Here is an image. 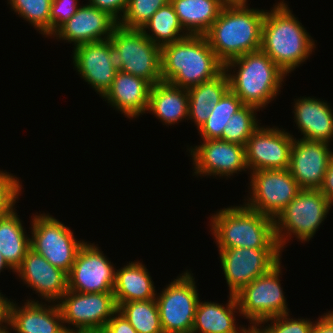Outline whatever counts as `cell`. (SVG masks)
Segmentation results:
<instances>
[{"instance_id":"6da1fadb","label":"cell","mask_w":333,"mask_h":333,"mask_svg":"<svg viewBox=\"0 0 333 333\" xmlns=\"http://www.w3.org/2000/svg\"><path fill=\"white\" fill-rule=\"evenodd\" d=\"M246 3L227 2L205 34L210 48L223 65L261 49L262 23L266 10L249 9Z\"/></svg>"},{"instance_id":"7a4b0ae2","label":"cell","mask_w":333,"mask_h":333,"mask_svg":"<svg viewBox=\"0 0 333 333\" xmlns=\"http://www.w3.org/2000/svg\"><path fill=\"white\" fill-rule=\"evenodd\" d=\"M224 70L205 35L187 37L161 48L162 81L189 89Z\"/></svg>"},{"instance_id":"3957f363","label":"cell","mask_w":333,"mask_h":333,"mask_svg":"<svg viewBox=\"0 0 333 333\" xmlns=\"http://www.w3.org/2000/svg\"><path fill=\"white\" fill-rule=\"evenodd\" d=\"M281 1L267 12L262 23L261 50L286 74L308 59L315 42ZM301 24V25H300Z\"/></svg>"},{"instance_id":"277c9868","label":"cell","mask_w":333,"mask_h":333,"mask_svg":"<svg viewBox=\"0 0 333 333\" xmlns=\"http://www.w3.org/2000/svg\"><path fill=\"white\" fill-rule=\"evenodd\" d=\"M231 68L237 71L234 75L229 72ZM224 70L229 72V89L244 105L259 110L278 95L282 81L287 76L261 49L229 61L224 65Z\"/></svg>"},{"instance_id":"5b68a950","label":"cell","mask_w":333,"mask_h":333,"mask_svg":"<svg viewBox=\"0 0 333 333\" xmlns=\"http://www.w3.org/2000/svg\"><path fill=\"white\" fill-rule=\"evenodd\" d=\"M211 218L210 231L219 249L280 248L274 219L245 205L224 208Z\"/></svg>"},{"instance_id":"8992f818","label":"cell","mask_w":333,"mask_h":333,"mask_svg":"<svg viewBox=\"0 0 333 333\" xmlns=\"http://www.w3.org/2000/svg\"><path fill=\"white\" fill-rule=\"evenodd\" d=\"M113 68L142 78L152 85L161 82V47L149 40L141 29L117 25L109 38Z\"/></svg>"},{"instance_id":"52a82bcc","label":"cell","mask_w":333,"mask_h":333,"mask_svg":"<svg viewBox=\"0 0 333 333\" xmlns=\"http://www.w3.org/2000/svg\"><path fill=\"white\" fill-rule=\"evenodd\" d=\"M331 206L319 189H302L274 219L275 238L281 251L292 234L301 242L309 241Z\"/></svg>"},{"instance_id":"ba28073f","label":"cell","mask_w":333,"mask_h":333,"mask_svg":"<svg viewBox=\"0 0 333 333\" xmlns=\"http://www.w3.org/2000/svg\"><path fill=\"white\" fill-rule=\"evenodd\" d=\"M280 266L281 262L235 295L240 315L249 319L252 330L266 319L289 313L279 279Z\"/></svg>"},{"instance_id":"9c48e42d","label":"cell","mask_w":333,"mask_h":333,"mask_svg":"<svg viewBox=\"0 0 333 333\" xmlns=\"http://www.w3.org/2000/svg\"><path fill=\"white\" fill-rule=\"evenodd\" d=\"M30 248L51 265L69 273L84 241H77L70 228L49 214L32 219Z\"/></svg>"},{"instance_id":"30bf717a","label":"cell","mask_w":333,"mask_h":333,"mask_svg":"<svg viewBox=\"0 0 333 333\" xmlns=\"http://www.w3.org/2000/svg\"><path fill=\"white\" fill-rule=\"evenodd\" d=\"M195 278L188 271L181 274L156 296L164 333H191L199 302Z\"/></svg>"},{"instance_id":"8fae6325","label":"cell","mask_w":333,"mask_h":333,"mask_svg":"<svg viewBox=\"0 0 333 333\" xmlns=\"http://www.w3.org/2000/svg\"><path fill=\"white\" fill-rule=\"evenodd\" d=\"M251 194L244 205L275 219L302 190L289 169L251 172Z\"/></svg>"},{"instance_id":"7c38bea8","label":"cell","mask_w":333,"mask_h":333,"mask_svg":"<svg viewBox=\"0 0 333 333\" xmlns=\"http://www.w3.org/2000/svg\"><path fill=\"white\" fill-rule=\"evenodd\" d=\"M280 254V248L219 249L229 294L236 295L257 277L268 273L280 262Z\"/></svg>"},{"instance_id":"4fadbf2b","label":"cell","mask_w":333,"mask_h":333,"mask_svg":"<svg viewBox=\"0 0 333 333\" xmlns=\"http://www.w3.org/2000/svg\"><path fill=\"white\" fill-rule=\"evenodd\" d=\"M58 306L64 325L75 330L103 331L106 323L118 311L113 292L80 293L67 290Z\"/></svg>"},{"instance_id":"5bb4252c","label":"cell","mask_w":333,"mask_h":333,"mask_svg":"<svg viewBox=\"0 0 333 333\" xmlns=\"http://www.w3.org/2000/svg\"><path fill=\"white\" fill-rule=\"evenodd\" d=\"M116 271L99 247L85 242L68 273V290L80 293L113 292Z\"/></svg>"},{"instance_id":"9a60e30c","label":"cell","mask_w":333,"mask_h":333,"mask_svg":"<svg viewBox=\"0 0 333 333\" xmlns=\"http://www.w3.org/2000/svg\"><path fill=\"white\" fill-rule=\"evenodd\" d=\"M293 140L284 129L259 126L245 146L249 170L289 169Z\"/></svg>"},{"instance_id":"2e32d148","label":"cell","mask_w":333,"mask_h":333,"mask_svg":"<svg viewBox=\"0 0 333 333\" xmlns=\"http://www.w3.org/2000/svg\"><path fill=\"white\" fill-rule=\"evenodd\" d=\"M203 143L190 148L195 175H219L229 177L249 169L245 146L221 139H203ZM238 171V172H237Z\"/></svg>"},{"instance_id":"e0dca14e","label":"cell","mask_w":333,"mask_h":333,"mask_svg":"<svg viewBox=\"0 0 333 333\" xmlns=\"http://www.w3.org/2000/svg\"><path fill=\"white\" fill-rule=\"evenodd\" d=\"M324 142L296 138L290 152L289 171L302 189H319L333 152Z\"/></svg>"},{"instance_id":"ac0fdd59","label":"cell","mask_w":333,"mask_h":333,"mask_svg":"<svg viewBox=\"0 0 333 333\" xmlns=\"http://www.w3.org/2000/svg\"><path fill=\"white\" fill-rule=\"evenodd\" d=\"M15 272L45 301L54 303L58 300L59 302L68 290V273L51 265L31 248L26 252L22 264Z\"/></svg>"},{"instance_id":"d6986e66","label":"cell","mask_w":333,"mask_h":333,"mask_svg":"<svg viewBox=\"0 0 333 333\" xmlns=\"http://www.w3.org/2000/svg\"><path fill=\"white\" fill-rule=\"evenodd\" d=\"M117 25L118 23L106 12L87 4L80 6L77 12L52 36L59 37L66 42H74L77 47L109 39Z\"/></svg>"},{"instance_id":"ffe728a7","label":"cell","mask_w":333,"mask_h":333,"mask_svg":"<svg viewBox=\"0 0 333 333\" xmlns=\"http://www.w3.org/2000/svg\"><path fill=\"white\" fill-rule=\"evenodd\" d=\"M73 63L81 77L101 96L111 87L117 73L110 61L109 39L75 47Z\"/></svg>"},{"instance_id":"44dd1931","label":"cell","mask_w":333,"mask_h":333,"mask_svg":"<svg viewBox=\"0 0 333 333\" xmlns=\"http://www.w3.org/2000/svg\"><path fill=\"white\" fill-rule=\"evenodd\" d=\"M38 302L27 300L24 306L18 307L9 300L7 326L10 325L17 333H66L74 330L63 325L62 313L57 303L45 307Z\"/></svg>"},{"instance_id":"7402d4cb","label":"cell","mask_w":333,"mask_h":333,"mask_svg":"<svg viewBox=\"0 0 333 333\" xmlns=\"http://www.w3.org/2000/svg\"><path fill=\"white\" fill-rule=\"evenodd\" d=\"M151 87L150 82L119 71L116 73L111 87L102 97L111 106L132 119L147 110Z\"/></svg>"},{"instance_id":"603a6c76","label":"cell","mask_w":333,"mask_h":333,"mask_svg":"<svg viewBox=\"0 0 333 333\" xmlns=\"http://www.w3.org/2000/svg\"><path fill=\"white\" fill-rule=\"evenodd\" d=\"M333 110L320 99L303 97L294 104V121L305 140L329 144L333 139Z\"/></svg>"},{"instance_id":"cb8c5ba5","label":"cell","mask_w":333,"mask_h":333,"mask_svg":"<svg viewBox=\"0 0 333 333\" xmlns=\"http://www.w3.org/2000/svg\"><path fill=\"white\" fill-rule=\"evenodd\" d=\"M229 296L227 306L199 300L191 333H251L250 327L238 328L235 324L234 313H240L239 305L235 295Z\"/></svg>"},{"instance_id":"d4e9b609","label":"cell","mask_w":333,"mask_h":333,"mask_svg":"<svg viewBox=\"0 0 333 333\" xmlns=\"http://www.w3.org/2000/svg\"><path fill=\"white\" fill-rule=\"evenodd\" d=\"M188 106L187 89L161 81L152 85L146 111L154 113L166 125H173L188 117Z\"/></svg>"},{"instance_id":"484cf974","label":"cell","mask_w":333,"mask_h":333,"mask_svg":"<svg viewBox=\"0 0 333 333\" xmlns=\"http://www.w3.org/2000/svg\"><path fill=\"white\" fill-rule=\"evenodd\" d=\"M144 264L129 262L116 270L114 298L116 305L130 301L155 299V287Z\"/></svg>"},{"instance_id":"4316f807","label":"cell","mask_w":333,"mask_h":333,"mask_svg":"<svg viewBox=\"0 0 333 333\" xmlns=\"http://www.w3.org/2000/svg\"><path fill=\"white\" fill-rule=\"evenodd\" d=\"M188 35H205L218 18L226 0H170Z\"/></svg>"},{"instance_id":"83f0119b","label":"cell","mask_w":333,"mask_h":333,"mask_svg":"<svg viewBox=\"0 0 333 333\" xmlns=\"http://www.w3.org/2000/svg\"><path fill=\"white\" fill-rule=\"evenodd\" d=\"M15 211L14 208L0 218V252L13 272L22 264L26 252L30 249V238L25 235Z\"/></svg>"},{"instance_id":"f1b7e54d","label":"cell","mask_w":333,"mask_h":333,"mask_svg":"<svg viewBox=\"0 0 333 333\" xmlns=\"http://www.w3.org/2000/svg\"><path fill=\"white\" fill-rule=\"evenodd\" d=\"M147 29L151 30V35V32L147 33ZM141 30L149 40L161 48L188 36L187 33H184L185 30L181 26L175 9L170 2L159 8L142 26Z\"/></svg>"},{"instance_id":"f546056e","label":"cell","mask_w":333,"mask_h":333,"mask_svg":"<svg viewBox=\"0 0 333 333\" xmlns=\"http://www.w3.org/2000/svg\"><path fill=\"white\" fill-rule=\"evenodd\" d=\"M117 307L138 333H164L156 299L120 303Z\"/></svg>"},{"instance_id":"4dcf8cb0","label":"cell","mask_w":333,"mask_h":333,"mask_svg":"<svg viewBox=\"0 0 333 333\" xmlns=\"http://www.w3.org/2000/svg\"><path fill=\"white\" fill-rule=\"evenodd\" d=\"M244 106V103L230 89L224 94L221 100L212 109L206 122L198 130L203 139H221L222 133L235 114Z\"/></svg>"},{"instance_id":"1f68e13d","label":"cell","mask_w":333,"mask_h":333,"mask_svg":"<svg viewBox=\"0 0 333 333\" xmlns=\"http://www.w3.org/2000/svg\"><path fill=\"white\" fill-rule=\"evenodd\" d=\"M259 109L244 105L240 110L232 115L227 122L222 140L246 146L250 136L258 129V121L255 114Z\"/></svg>"},{"instance_id":"d6a6232c","label":"cell","mask_w":333,"mask_h":333,"mask_svg":"<svg viewBox=\"0 0 333 333\" xmlns=\"http://www.w3.org/2000/svg\"><path fill=\"white\" fill-rule=\"evenodd\" d=\"M11 9L29 21L41 34L50 36L52 0H8Z\"/></svg>"},{"instance_id":"836d02e7","label":"cell","mask_w":333,"mask_h":333,"mask_svg":"<svg viewBox=\"0 0 333 333\" xmlns=\"http://www.w3.org/2000/svg\"><path fill=\"white\" fill-rule=\"evenodd\" d=\"M169 2L170 0H129L118 25L126 29H141L159 8Z\"/></svg>"},{"instance_id":"e575fe53","label":"cell","mask_w":333,"mask_h":333,"mask_svg":"<svg viewBox=\"0 0 333 333\" xmlns=\"http://www.w3.org/2000/svg\"><path fill=\"white\" fill-rule=\"evenodd\" d=\"M228 90L229 79L225 70L215 78L187 89L189 102L209 103L212 109Z\"/></svg>"},{"instance_id":"d590c367","label":"cell","mask_w":333,"mask_h":333,"mask_svg":"<svg viewBox=\"0 0 333 333\" xmlns=\"http://www.w3.org/2000/svg\"><path fill=\"white\" fill-rule=\"evenodd\" d=\"M289 313L283 314L278 317H273L262 321L260 324L267 323L271 321L268 326L264 329L262 326H257L260 328H255L253 331L255 333H312L314 323L309 321V319H293L288 318ZM273 323V324H272Z\"/></svg>"},{"instance_id":"8d00e7d4","label":"cell","mask_w":333,"mask_h":333,"mask_svg":"<svg viewBox=\"0 0 333 333\" xmlns=\"http://www.w3.org/2000/svg\"><path fill=\"white\" fill-rule=\"evenodd\" d=\"M17 179L11 173L0 171V218L15 207L22 189Z\"/></svg>"},{"instance_id":"74e56055","label":"cell","mask_w":333,"mask_h":333,"mask_svg":"<svg viewBox=\"0 0 333 333\" xmlns=\"http://www.w3.org/2000/svg\"><path fill=\"white\" fill-rule=\"evenodd\" d=\"M78 0H52L50 9V36L78 10Z\"/></svg>"},{"instance_id":"f35d334b","label":"cell","mask_w":333,"mask_h":333,"mask_svg":"<svg viewBox=\"0 0 333 333\" xmlns=\"http://www.w3.org/2000/svg\"><path fill=\"white\" fill-rule=\"evenodd\" d=\"M128 1L129 0H89V4L97 7L100 11L106 12L117 23H119L127 9Z\"/></svg>"},{"instance_id":"ab89813d","label":"cell","mask_w":333,"mask_h":333,"mask_svg":"<svg viewBox=\"0 0 333 333\" xmlns=\"http://www.w3.org/2000/svg\"><path fill=\"white\" fill-rule=\"evenodd\" d=\"M212 112V107L209 103L204 102H189L188 119H193L198 130L206 122Z\"/></svg>"},{"instance_id":"60d3db41","label":"cell","mask_w":333,"mask_h":333,"mask_svg":"<svg viewBox=\"0 0 333 333\" xmlns=\"http://www.w3.org/2000/svg\"><path fill=\"white\" fill-rule=\"evenodd\" d=\"M103 333H138L118 311L106 323Z\"/></svg>"},{"instance_id":"b9f144b4","label":"cell","mask_w":333,"mask_h":333,"mask_svg":"<svg viewBox=\"0 0 333 333\" xmlns=\"http://www.w3.org/2000/svg\"><path fill=\"white\" fill-rule=\"evenodd\" d=\"M319 190L324 194L327 200L333 205V155L323 178Z\"/></svg>"},{"instance_id":"7bdbcfd3","label":"cell","mask_w":333,"mask_h":333,"mask_svg":"<svg viewBox=\"0 0 333 333\" xmlns=\"http://www.w3.org/2000/svg\"><path fill=\"white\" fill-rule=\"evenodd\" d=\"M312 333H333V311L315 321Z\"/></svg>"},{"instance_id":"ee69618b","label":"cell","mask_w":333,"mask_h":333,"mask_svg":"<svg viewBox=\"0 0 333 333\" xmlns=\"http://www.w3.org/2000/svg\"><path fill=\"white\" fill-rule=\"evenodd\" d=\"M8 304H9V299L4 298V296L0 293V332L9 329L6 328V326H3V323L7 324V319H8Z\"/></svg>"},{"instance_id":"f6af8a7d","label":"cell","mask_w":333,"mask_h":333,"mask_svg":"<svg viewBox=\"0 0 333 333\" xmlns=\"http://www.w3.org/2000/svg\"><path fill=\"white\" fill-rule=\"evenodd\" d=\"M8 267L12 270V268L8 265V263L5 261L3 255L0 252V272L3 270V268H8Z\"/></svg>"},{"instance_id":"bcb514c9","label":"cell","mask_w":333,"mask_h":333,"mask_svg":"<svg viewBox=\"0 0 333 333\" xmlns=\"http://www.w3.org/2000/svg\"><path fill=\"white\" fill-rule=\"evenodd\" d=\"M66 333H103V331H89V330L77 331V330H69V331H66Z\"/></svg>"},{"instance_id":"7dc6e473","label":"cell","mask_w":333,"mask_h":333,"mask_svg":"<svg viewBox=\"0 0 333 333\" xmlns=\"http://www.w3.org/2000/svg\"><path fill=\"white\" fill-rule=\"evenodd\" d=\"M227 2H235V1H246L247 2V0H226Z\"/></svg>"},{"instance_id":"c3c4849f","label":"cell","mask_w":333,"mask_h":333,"mask_svg":"<svg viewBox=\"0 0 333 333\" xmlns=\"http://www.w3.org/2000/svg\"><path fill=\"white\" fill-rule=\"evenodd\" d=\"M0 333H9V331L6 329V330H4V331H2Z\"/></svg>"}]
</instances>
